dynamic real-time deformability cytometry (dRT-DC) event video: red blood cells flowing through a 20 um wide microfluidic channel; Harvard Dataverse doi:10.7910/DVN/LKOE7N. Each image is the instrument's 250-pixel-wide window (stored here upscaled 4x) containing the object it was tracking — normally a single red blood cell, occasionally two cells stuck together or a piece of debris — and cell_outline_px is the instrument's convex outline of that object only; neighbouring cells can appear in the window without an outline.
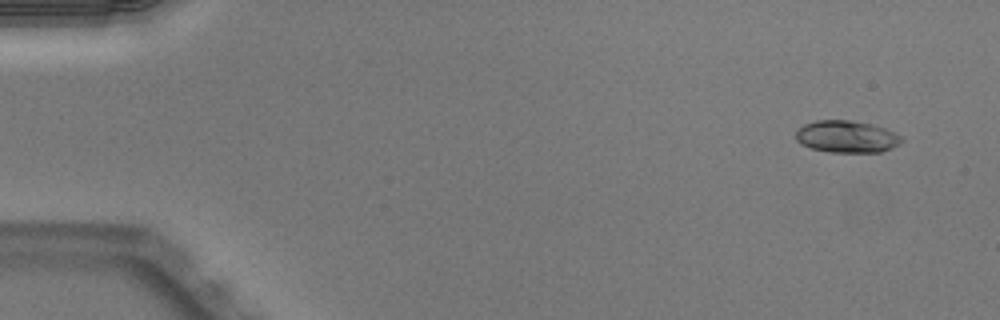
{"species": "Egyptian fruit bat (a non-hibernating species)", "species_latin": "Rousettus aegyptiacus", "temperature_condition": "warm", "stored_images_in_passage": 9, "camera_frame_rate_fps": 3000, "um_per_image_px": 0.085, "animal": {"sex": "male"}, "frame": {"image": 1, "passage_image": 2, "time_ms": 0.333, "image_size_px": [1000, 320], "cell_outline_px": [[904, 140], [900, 144], [892, 148], [880, 152], [828, 152], [812, 148], [800, 144], [796, 140], [796, 128], [804, 124], [816, 120], [848, 120], [872, 124], [884, 128], [904, 136]], "centroid_in_image_um": [71.97, 11.61], "position_along_channel_um": 13.0, "area_um2": 20.0}}